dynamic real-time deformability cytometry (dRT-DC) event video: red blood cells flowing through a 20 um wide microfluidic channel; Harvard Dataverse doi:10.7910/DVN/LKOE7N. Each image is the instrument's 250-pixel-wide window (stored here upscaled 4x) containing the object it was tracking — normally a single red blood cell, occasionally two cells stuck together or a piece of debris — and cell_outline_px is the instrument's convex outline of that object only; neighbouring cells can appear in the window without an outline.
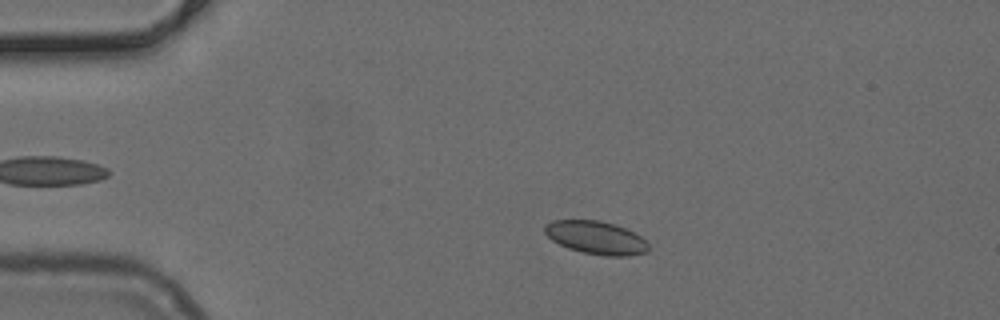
{"species": "common noctule bat (a hibernating species)", "species_latin": "Nyctalus noctula", "temperature_condition": "cold", "stored_images_in_passage": 49, "camera_frame_rate_fps": 3000, "um_per_image_px": 0.085, "animal": {"sex": "female", "body_mass_g": 24.6, "forearm_length_mm": 56.2}, "frame": {"image": 1, "passage_image": 8, "time_ms": 2.333, "image_size_px": [1000, 320], "cell_outline_px": [[648, 252], [628, 256], [604, 256], [584, 252], [568, 248], [552, 240], [544, 232], [544, 224], [552, 220], [600, 220], [616, 224], [648, 240]], "centroid_in_image_um": [50.67, 20.19], "position_along_channel_um": 34.3, "area_um2": 20.11}}
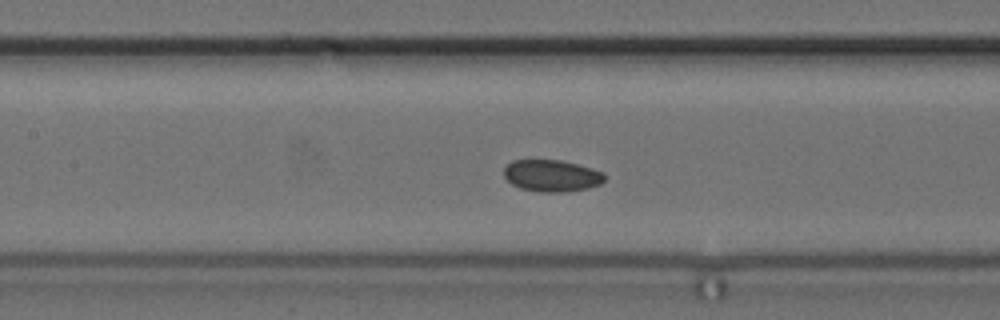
{"frame": {"image": 2, "passage_image": 21, "time_ms": 6.667, "image_size_px": [1000, 320], "cell_outline_px": [[604, 180], [600, 184], [588, 188], [564, 192], [540, 192], [520, 188], [512, 184], [504, 176], [504, 168], [512, 160], [560, 160], [592, 168], [604, 172]], "centroid_in_image_um": [46.89, 14.93], "position_along_channel_um": 160.5, "area_um2": 18.61}}
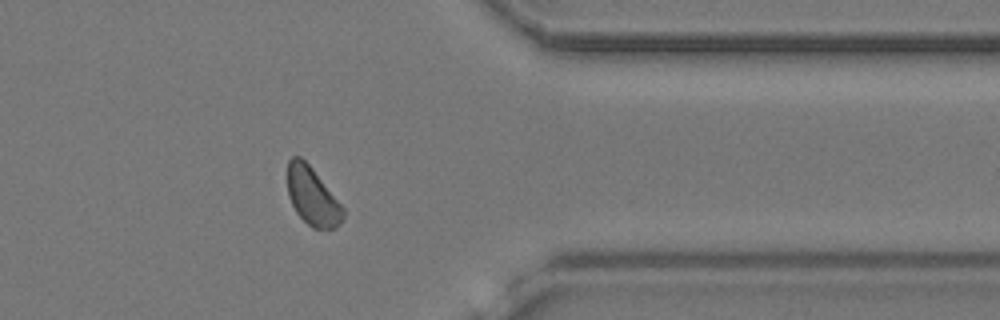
{"frame": {"image": 3, "passage_image": 39, "time_ms": 12.667, "image_size_px": [1000, 320], "cell_outline_px": [[344, 216], [340, 224], [336, 228], [312, 228], [296, 212], [288, 196], [288, 160], [292, 156], [300, 156], [312, 168], [344, 208]], "centroid_in_image_um": [26.55, 16.69], "position_along_channel_um": 384.8, "area_um2": 18.55}}